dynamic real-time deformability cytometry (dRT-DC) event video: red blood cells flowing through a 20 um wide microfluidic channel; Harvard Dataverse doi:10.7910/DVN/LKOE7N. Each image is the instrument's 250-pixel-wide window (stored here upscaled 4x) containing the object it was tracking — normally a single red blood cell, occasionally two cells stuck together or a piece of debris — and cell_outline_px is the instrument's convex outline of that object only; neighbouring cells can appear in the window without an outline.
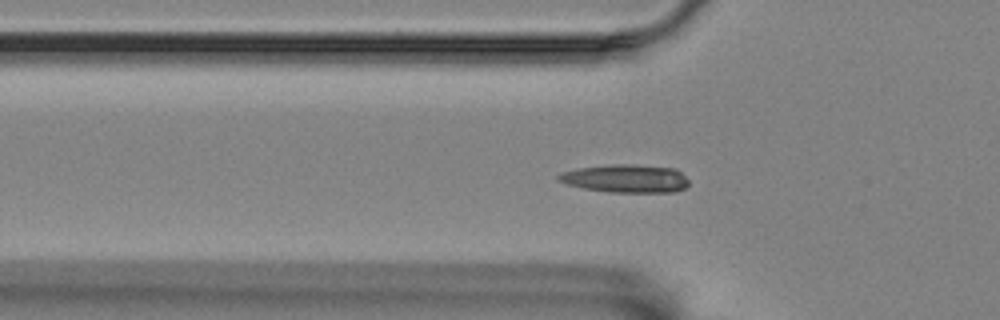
{"species": "Egyptian fruit bat (a non-hibernating species)", "species_latin": "Rousettus aegyptiacus", "temperature_condition": "room temperature", "stored_images_in_passage": 41, "segment_of_instrument_passage": [1, 2], "camera_frame_rate_fps": 3000, "um_per_image_px": 0.085, "animal": {"sex": "female"}, "frame": {"image": 1, "passage_image": 2, "time_ms": 0.333, "image_size_px": [1000, 320], "cell_outline_px": [[688, 184], [684, 188], [676, 192], [612, 192], [584, 188], [568, 184], [556, 180], [556, 176], [564, 172], [580, 168], [612, 164], [632, 164], [676, 168], [688, 180]], "centroid_in_image_um": [53.22, 15.17], "position_along_channel_um": 72.6, "area_um2": 21.21}}
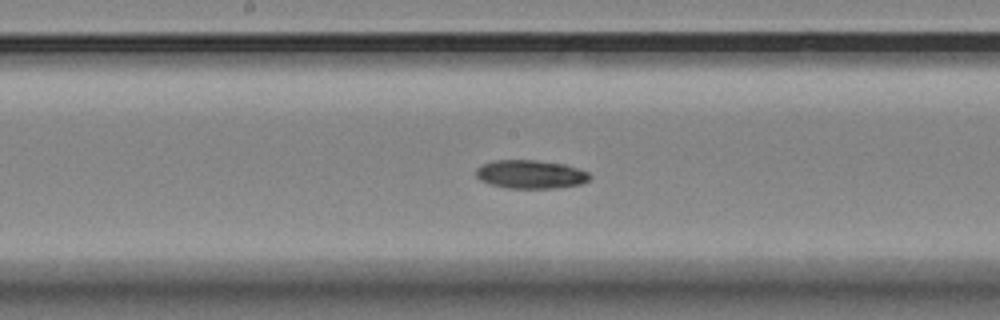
{"frame": {"image": 2, "passage_image": 13, "time_ms": 4.0, "image_size_px": [1000, 320], "cell_outline_px": [[592, 176], [588, 180], [580, 184], [556, 188], [504, 188], [480, 180], [476, 176], [476, 168], [492, 160], [536, 160], [564, 164], [588, 172]], "centroid_in_image_um": [45.09, 14.81], "position_along_channel_um": 203.1, "area_um2": 18.84}}
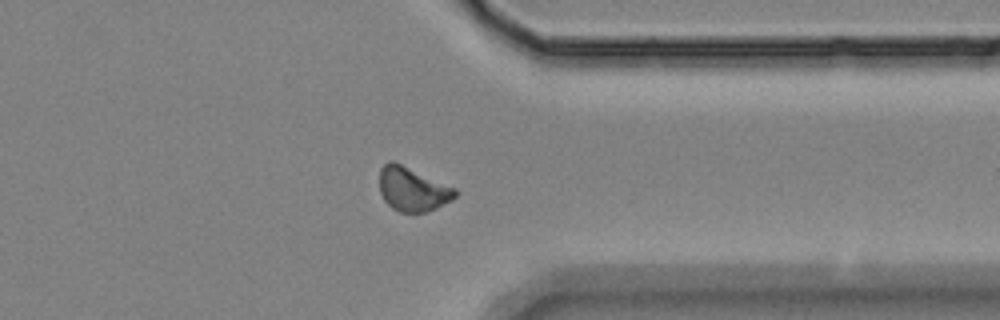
{"frame": {"image": 3, "passage_image": 28, "time_ms": 9.0, "image_size_px": [1000, 320], "cell_outline_px": [[456, 196], [452, 200], [428, 212], [400, 212], [392, 208], [384, 200], [380, 192], [380, 168], [388, 160], [392, 160], [456, 188]], "centroid_in_image_um": [35.06, 16.08], "position_along_channel_um": 376.3, "area_um2": 19.36}}